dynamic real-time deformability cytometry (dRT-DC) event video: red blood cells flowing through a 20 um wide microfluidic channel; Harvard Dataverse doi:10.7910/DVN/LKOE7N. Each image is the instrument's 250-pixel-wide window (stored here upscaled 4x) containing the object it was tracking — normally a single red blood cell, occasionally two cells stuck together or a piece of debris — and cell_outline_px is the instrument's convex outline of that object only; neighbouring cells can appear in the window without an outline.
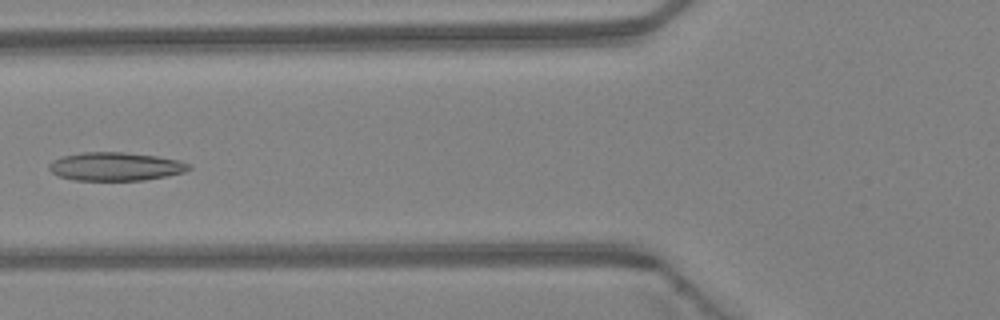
{"species": "Egyptian fruit bat (a non-hibernating species)", "species_latin": "Rousettus aegyptiacus", "temperature_condition": "warm", "stored_images_in_passage": 6, "camera_frame_rate_fps": 3000, "um_per_image_px": 0.085, "animal": {"sex": "female"}, "frame": {"image": 1, "passage_image": 5, "time_ms": 1.333, "image_size_px": [1000, 320], "cell_outline_px": [[192, 168], [184, 172], [144, 180], [72, 180], [60, 176], [52, 172], [48, 168], [48, 164], [52, 160], [60, 156], [80, 152], [124, 152], [156, 156], [180, 160], [192, 164]], "centroid_in_image_um": [9.8, 14.14], "position_along_channel_um": 116.0, "area_um2": 23.29}}
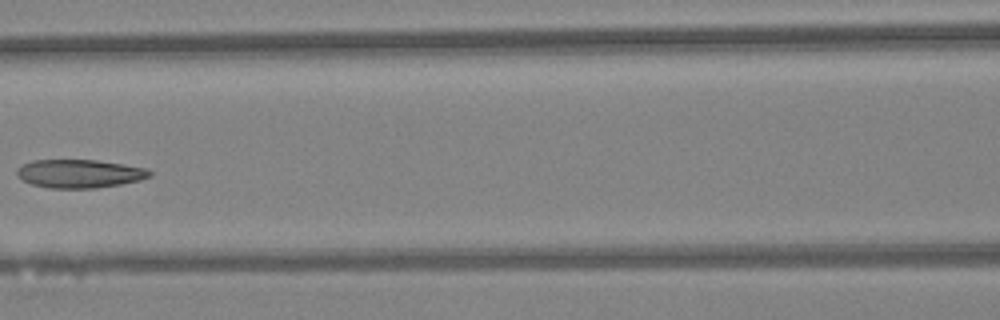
{"frame": {"image": 2, "passage_image": 6, "time_ms": 1.667, "image_size_px": [1000, 320], "cell_outline_px": [[152, 176], [140, 180], [120, 184], [96, 188], [48, 188], [32, 184], [24, 180], [16, 172], [24, 164], [32, 160], [96, 160], [148, 168], [152, 172]], "centroid_in_image_um": [6.82, 14.76], "position_along_channel_um": 159.8, "area_um2": 21.79}}